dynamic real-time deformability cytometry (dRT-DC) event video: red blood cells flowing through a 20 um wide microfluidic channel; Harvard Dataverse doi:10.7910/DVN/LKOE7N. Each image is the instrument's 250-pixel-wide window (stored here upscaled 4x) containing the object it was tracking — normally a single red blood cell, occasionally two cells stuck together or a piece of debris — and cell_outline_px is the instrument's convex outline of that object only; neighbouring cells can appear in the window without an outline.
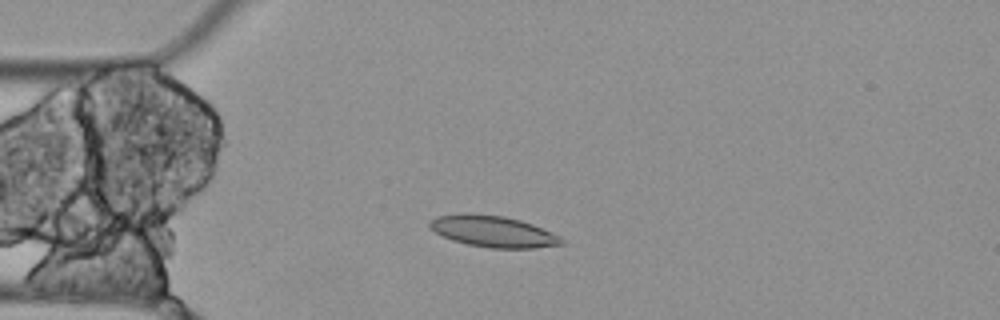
{"species": "Egyptian fruit bat (a non-hibernating species)", "species_latin": "Rousettus aegyptiacus", "temperature_condition": "cold", "stored_images_in_passage": 12, "camera_frame_rate_fps": 3000, "um_per_image_px": 0.085, "animal": {"sex": "female"}, "frame": {"image": 1, "passage_image": 3, "time_ms": 0.667, "image_size_px": [1000, 320], "cell_outline_px": [[564, 244], [536, 248], [492, 248], [468, 244], [452, 240], [436, 232], [428, 224], [428, 220], [436, 216], [464, 212], [472, 212], [504, 216], [520, 220], [532, 224], [552, 232], [560, 236], [564, 240]], "centroid_in_image_um": [41.91, 19.65], "position_along_channel_um": 43.1, "area_um2": 24.28}}
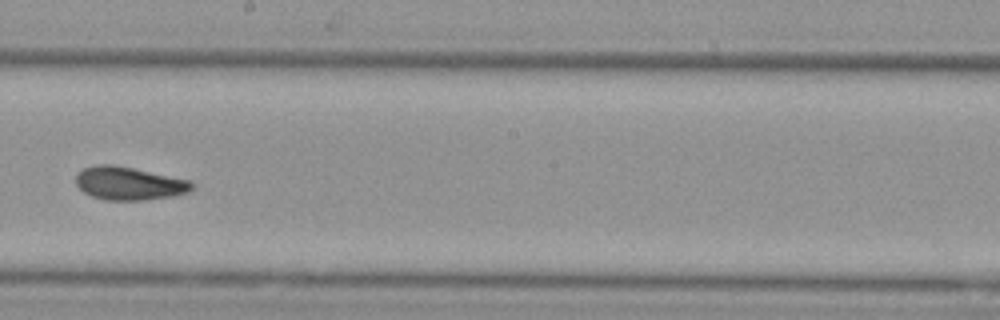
{"frame": {"image": 2, "passage_image": 8, "time_ms": 2.333, "image_size_px": [1000, 320], "cell_outline_px": [[192, 188], [188, 192], [172, 196], [140, 200], [104, 200], [92, 196], [84, 192], [76, 184], [76, 172], [84, 168], [96, 164], [112, 164], [192, 180]], "centroid_in_image_um": [10.94, 15.58], "position_along_channel_um": 237.3, "area_um2": 22.37}}
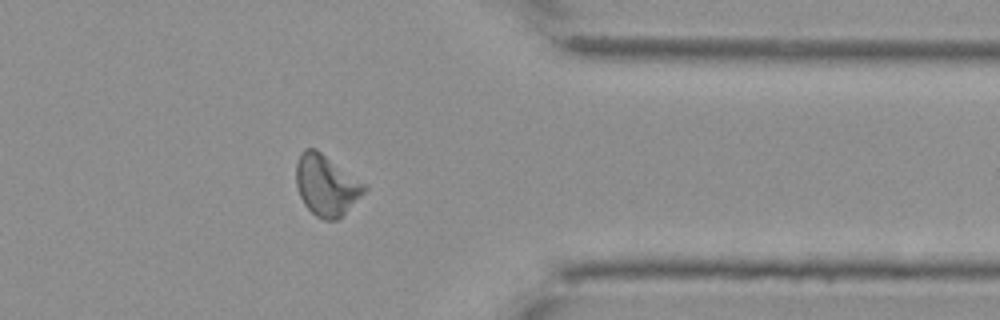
{"frame": {"image": 3, "passage_image": 12, "time_ms": 3.667, "image_size_px": [1000, 320], "cell_outline_px": [[368, 188], [336, 220], [324, 220], [316, 216], [304, 204], [300, 196], [296, 184], [296, 164], [300, 152], [304, 148], [316, 148], [368, 184]], "centroid_in_image_um": [27.73, 15.7], "position_along_channel_um": 383.7, "area_um2": 24.22}}